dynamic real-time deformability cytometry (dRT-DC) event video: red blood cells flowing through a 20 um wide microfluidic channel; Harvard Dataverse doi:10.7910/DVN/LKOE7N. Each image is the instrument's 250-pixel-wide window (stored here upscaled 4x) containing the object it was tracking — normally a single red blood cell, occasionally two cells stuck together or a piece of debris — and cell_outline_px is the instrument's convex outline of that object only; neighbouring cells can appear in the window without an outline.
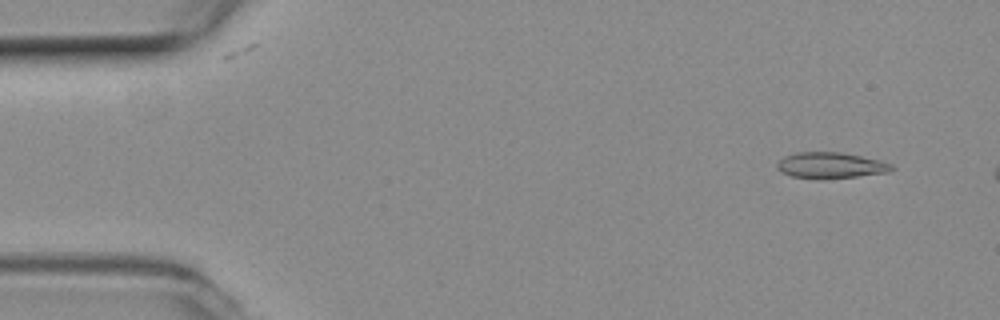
{"species": "common noctule bat (a hibernating species)", "species_latin": "Nyctalus noctula", "temperature_condition": "room temperature", "stored_images_in_passage": 8, "camera_frame_rate_fps": 3000, "um_per_image_px": 0.085, "animal": {"sex": "female", "body_mass_g": 19.3, "forearm_length_mm": 54.1}, "frame": {"image": 1, "passage_image": 2, "time_ms": 0.333, "image_size_px": [1000, 320], "cell_outline_px": [[896, 168], [888, 172], [856, 176], [820, 180], [792, 176], [780, 172], [776, 168], [776, 164], [784, 156], [796, 152], [840, 152], [880, 160], [892, 164]], "centroid_in_image_um": [70.57, 14.06], "position_along_channel_um": 14.4, "area_um2": 17.51}}